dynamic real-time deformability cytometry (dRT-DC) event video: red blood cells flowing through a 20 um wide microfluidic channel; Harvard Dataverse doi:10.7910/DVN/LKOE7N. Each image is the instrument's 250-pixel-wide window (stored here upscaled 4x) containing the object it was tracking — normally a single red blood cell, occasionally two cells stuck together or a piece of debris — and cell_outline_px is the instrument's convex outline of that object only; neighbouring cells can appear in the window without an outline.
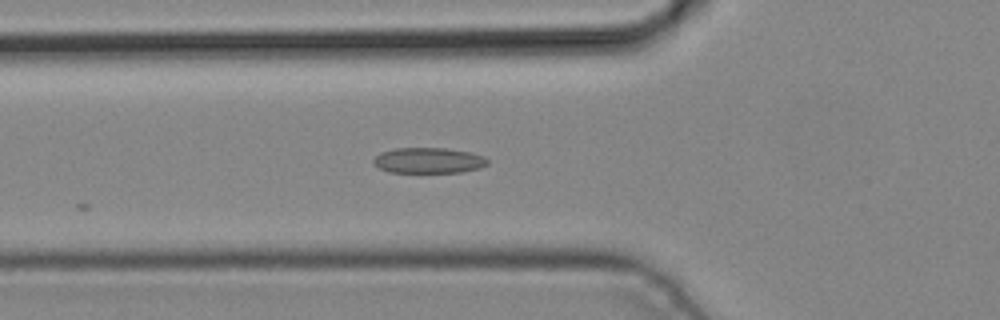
{"species": "common noctule bat (a hibernating species)", "species_latin": "Nyctalus noctula", "temperature_condition": "cold", "stored_images_in_passage": 3, "camera_frame_rate_fps": 3000, "um_per_image_px": 0.085, "animal": {"sex": "male", "body_mass_g": 19.2, "forearm_length_mm": 51.8}, "frame": {"image": 1, "passage_image": 3, "time_ms": 0.667, "image_size_px": [1000, 320], "cell_outline_px": [[488, 164], [480, 168], [464, 172], [388, 172], [380, 168], [372, 160], [380, 152], [396, 148], [444, 148], [472, 152], [484, 156], [488, 160]], "centroid_in_image_um": [36.46, 13.63], "position_along_channel_um": 89.3, "area_um2": 17.05}}